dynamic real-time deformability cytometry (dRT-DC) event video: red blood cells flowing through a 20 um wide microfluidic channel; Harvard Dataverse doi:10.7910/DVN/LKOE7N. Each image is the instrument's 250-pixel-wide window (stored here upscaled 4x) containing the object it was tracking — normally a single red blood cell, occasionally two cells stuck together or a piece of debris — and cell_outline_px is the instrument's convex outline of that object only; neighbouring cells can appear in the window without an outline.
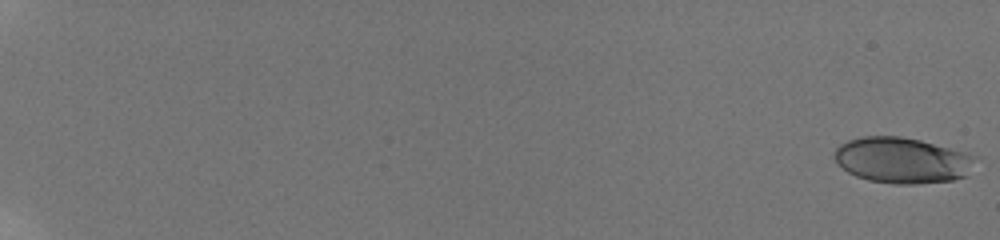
{"species": "human", "species_latin": "Homo sapiens", "temperature_condition": "room temperature", "stored_images_in_passage": 24, "camera_frame_rate_fps": 3000, "um_per_image_px": 0.085, "donor": {"sex": "male"}, "frame": {"image": 1, "passage_image": 1, "time_ms": 0.0, "image_size_px": [1000, 240], "cell_outline_px": [[980, 156], [968, 176], [952, 180], [916, 184], [892, 184], [868, 180], [856, 176], [848, 172], [836, 160], [836, 148], [840, 144], [848, 140], [860, 136], [900, 136], [920, 140], [968, 152]], "centroid_in_image_um": [76.78, 13.62], "position_along_channel_um": 8.2, "area_um2": 38.03}}
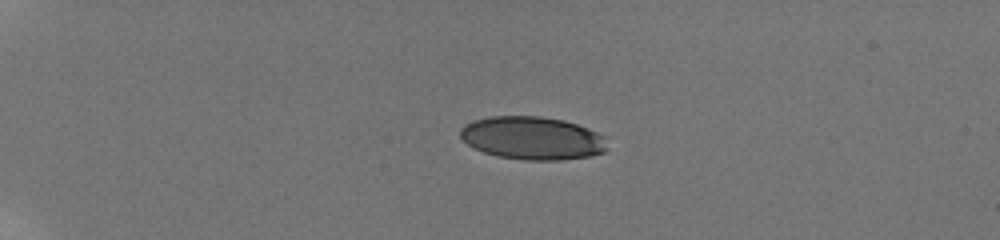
{"frame": {"image": 2, "passage_image": 17, "time_ms": 5.333, "image_size_px": [1000, 240], "cell_outline_px": [[608, 148], [604, 152], [588, 156], [560, 160], [524, 160], [500, 156], [484, 152], [468, 144], [460, 136], [460, 128], [464, 124], [472, 120], [488, 116], [540, 116], [564, 120], [588, 128], [604, 136]], "centroid_in_image_um": [45.25, 11.73], "position_along_channel_um": 39.8, "area_um2": 36.88}}